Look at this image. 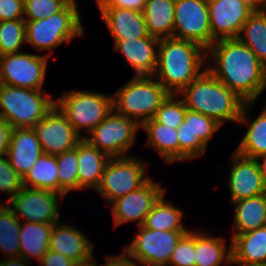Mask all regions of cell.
I'll list each match as a JSON object with an SVG mask.
<instances>
[{"label":"cell","mask_w":266,"mask_h":266,"mask_svg":"<svg viewBox=\"0 0 266 266\" xmlns=\"http://www.w3.org/2000/svg\"><path fill=\"white\" fill-rule=\"evenodd\" d=\"M209 59L214 66L206 68L246 102H255L266 89V67L237 38L216 40L207 49Z\"/></svg>","instance_id":"6da1fadb"},{"label":"cell","mask_w":266,"mask_h":266,"mask_svg":"<svg viewBox=\"0 0 266 266\" xmlns=\"http://www.w3.org/2000/svg\"><path fill=\"white\" fill-rule=\"evenodd\" d=\"M253 12L266 11V0H240Z\"/></svg>","instance_id":"bcb514c9"},{"label":"cell","mask_w":266,"mask_h":266,"mask_svg":"<svg viewBox=\"0 0 266 266\" xmlns=\"http://www.w3.org/2000/svg\"><path fill=\"white\" fill-rule=\"evenodd\" d=\"M222 127L214 119L189 109L182 124L177 128L179 161L192 160L205 154L208 141Z\"/></svg>","instance_id":"5bb4252c"},{"label":"cell","mask_w":266,"mask_h":266,"mask_svg":"<svg viewBox=\"0 0 266 266\" xmlns=\"http://www.w3.org/2000/svg\"><path fill=\"white\" fill-rule=\"evenodd\" d=\"M114 51H119L126 62L135 70L136 76L154 75L157 67L160 39L143 37L138 39H114Z\"/></svg>","instance_id":"d6986e66"},{"label":"cell","mask_w":266,"mask_h":266,"mask_svg":"<svg viewBox=\"0 0 266 266\" xmlns=\"http://www.w3.org/2000/svg\"><path fill=\"white\" fill-rule=\"evenodd\" d=\"M253 104L254 102H246L243 107L238 122L247 123L249 128L235 151L242 156L256 159L266 153V106L259 116L250 123L247 115H249L250 109L252 110Z\"/></svg>","instance_id":"cb8c5ba5"},{"label":"cell","mask_w":266,"mask_h":266,"mask_svg":"<svg viewBox=\"0 0 266 266\" xmlns=\"http://www.w3.org/2000/svg\"><path fill=\"white\" fill-rule=\"evenodd\" d=\"M74 266H98V264L95 262V258L93 256L86 261L76 262Z\"/></svg>","instance_id":"681fc988"},{"label":"cell","mask_w":266,"mask_h":266,"mask_svg":"<svg viewBox=\"0 0 266 266\" xmlns=\"http://www.w3.org/2000/svg\"><path fill=\"white\" fill-rule=\"evenodd\" d=\"M6 155L0 157V191L12 199L23 187V178L11 166Z\"/></svg>","instance_id":"ab89813d"},{"label":"cell","mask_w":266,"mask_h":266,"mask_svg":"<svg viewBox=\"0 0 266 266\" xmlns=\"http://www.w3.org/2000/svg\"><path fill=\"white\" fill-rule=\"evenodd\" d=\"M165 189L159 182L150 178L143 186L137 190L118 198L110 205L114 219V226L123 223L138 221L137 226L143 225L145 218L151 211L154 203L165 193Z\"/></svg>","instance_id":"2e32d148"},{"label":"cell","mask_w":266,"mask_h":266,"mask_svg":"<svg viewBox=\"0 0 266 266\" xmlns=\"http://www.w3.org/2000/svg\"><path fill=\"white\" fill-rule=\"evenodd\" d=\"M103 266H143L129 258L124 252L121 255L108 256Z\"/></svg>","instance_id":"f6af8a7d"},{"label":"cell","mask_w":266,"mask_h":266,"mask_svg":"<svg viewBox=\"0 0 266 266\" xmlns=\"http://www.w3.org/2000/svg\"><path fill=\"white\" fill-rule=\"evenodd\" d=\"M55 223H20V252L28 262L33 258L40 261L49 249L51 232Z\"/></svg>","instance_id":"4316f807"},{"label":"cell","mask_w":266,"mask_h":266,"mask_svg":"<svg viewBox=\"0 0 266 266\" xmlns=\"http://www.w3.org/2000/svg\"><path fill=\"white\" fill-rule=\"evenodd\" d=\"M211 45L220 39L237 38L253 11L240 0H208Z\"/></svg>","instance_id":"e0dca14e"},{"label":"cell","mask_w":266,"mask_h":266,"mask_svg":"<svg viewBox=\"0 0 266 266\" xmlns=\"http://www.w3.org/2000/svg\"><path fill=\"white\" fill-rule=\"evenodd\" d=\"M178 95L187 109L206 115L221 126L225 121L238 122L246 103L207 68Z\"/></svg>","instance_id":"3957f363"},{"label":"cell","mask_w":266,"mask_h":266,"mask_svg":"<svg viewBox=\"0 0 266 266\" xmlns=\"http://www.w3.org/2000/svg\"><path fill=\"white\" fill-rule=\"evenodd\" d=\"M230 263L231 264H240V265H237V266H266V264H247V263H243V262H240V261H236L235 259L231 258L230 260Z\"/></svg>","instance_id":"f907efd6"},{"label":"cell","mask_w":266,"mask_h":266,"mask_svg":"<svg viewBox=\"0 0 266 266\" xmlns=\"http://www.w3.org/2000/svg\"><path fill=\"white\" fill-rule=\"evenodd\" d=\"M168 266H195V230H189L180 238Z\"/></svg>","instance_id":"f35d334b"},{"label":"cell","mask_w":266,"mask_h":266,"mask_svg":"<svg viewBox=\"0 0 266 266\" xmlns=\"http://www.w3.org/2000/svg\"><path fill=\"white\" fill-rule=\"evenodd\" d=\"M98 8L113 39L152 37L147 32L142 12L118 7Z\"/></svg>","instance_id":"7402d4cb"},{"label":"cell","mask_w":266,"mask_h":266,"mask_svg":"<svg viewBox=\"0 0 266 266\" xmlns=\"http://www.w3.org/2000/svg\"><path fill=\"white\" fill-rule=\"evenodd\" d=\"M25 23L26 43L38 51H50L48 57L53 53V48L82 36L84 31L77 3L72 1L49 18Z\"/></svg>","instance_id":"8992f818"},{"label":"cell","mask_w":266,"mask_h":266,"mask_svg":"<svg viewBox=\"0 0 266 266\" xmlns=\"http://www.w3.org/2000/svg\"><path fill=\"white\" fill-rule=\"evenodd\" d=\"M12 129L10 124L0 116V157L6 155L8 151Z\"/></svg>","instance_id":"ee69618b"},{"label":"cell","mask_w":266,"mask_h":266,"mask_svg":"<svg viewBox=\"0 0 266 266\" xmlns=\"http://www.w3.org/2000/svg\"><path fill=\"white\" fill-rule=\"evenodd\" d=\"M173 37L211 46L208 0H175Z\"/></svg>","instance_id":"7c38bea8"},{"label":"cell","mask_w":266,"mask_h":266,"mask_svg":"<svg viewBox=\"0 0 266 266\" xmlns=\"http://www.w3.org/2000/svg\"><path fill=\"white\" fill-rule=\"evenodd\" d=\"M195 230V266H220L230 264L232 245L226 249V240L222 237L209 236Z\"/></svg>","instance_id":"f546056e"},{"label":"cell","mask_w":266,"mask_h":266,"mask_svg":"<svg viewBox=\"0 0 266 266\" xmlns=\"http://www.w3.org/2000/svg\"><path fill=\"white\" fill-rule=\"evenodd\" d=\"M24 19V0H0V22Z\"/></svg>","instance_id":"60d3db41"},{"label":"cell","mask_w":266,"mask_h":266,"mask_svg":"<svg viewBox=\"0 0 266 266\" xmlns=\"http://www.w3.org/2000/svg\"><path fill=\"white\" fill-rule=\"evenodd\" d=\"M147 0H95L97 7L127 8L142 12Z\"/></svg>","instance_id":"b9f144b4"},{"label":"cell","mask_w":266,"mask_h":266,"mask_svg":"<svg viewBox=\"0 0 266 266\" xmlns=\"http://www.w3.org/2000/svg\"><path fill=\"white\" fill-rule=\"evenodd\" d=\"M24 43H26L24 19L0 22V56L19 53Z\"/></svg>","instance_id":"d590c367"},{"label":"cell","mask_w":266,"mask_h":266,"mask_svg":"<svg viewBox=\"0 0 266 266\" xmlns=\"http://www.w3.org/2000/svg\"><path fill=\"white\" fill-rule=\"evenodd\" d=\"M139 232L123 252L143 266H168L177 242L188 231H161L138 226Z\"/></svg>","instance_id":"9c48e42d"},{"label":"cell","mask_w":266,"mask_h":266,"mask_svg":"<svg viewBox=\"0 0 266 266\" xmlns=\"http://www.w3.org/2000/svg\"><path fill=\"white\" fill-rule=\"evenodd\" d=\"M169 94L153 75H134L113 94V109L141 126L153 118Z\"/></svg>","instance_id":"277c9868"},{"label":"cell","mask_w":266,"mask_h":266,"mask_svg":"<svg viewBox=\"0 0 266 266\" xmlns=\"http://www.w3.org/2000/svg\"><path fill=\"white\" fill-rule=\"evenodd\" d=\"M33 129L43 153L52 156L74 149L83 139L56 106Z\"/></svg>","instance_id":"9a60e30c"},{"label":"cell","mask_w":266,"mask_h":266,"mask_svg":"<svg viewBox=\"0 0 266 266\" xmlns=\"http://www.w3.org/2000/svg\"><path fill=\"white\" fill-rule=\"evenodd\" d=\"M110 157L84 138L77 144L79 190L97 189Z\"/></svg>","instance_id":"603a6c76"},{"label":"cell","mask_w":266,"mask_h":266,"mask_svg":"<svg viewBox=\"0 0 266 266\" xmlns=\"http://www.w3.org/2000/svg\"><path fill=\"white\" fill-rule=\"evenodd\" d=\"M232 258L247 264H266V226L236 235L231 240Z\"/></svg>","instance_id":"83f0119b"},{"label":"cell","mask_w":266,"mask_h":266,"mask_svg":"<svg viewBox=\"0 0 266 266\" xmlns=\"http://www.w3.org/2000/svg\"><path fill=\"white\" fill-rule=\"evenodd\" d=\"M164 197L165 193L154 203L142 226L161 231H189L181 223L182 211Z\"/></svg>","instance_id":"1f68e13d"},{"label":"cell","mask_w":266,"mask_h":266,"mask_svg":"<svg viewBox=\"0 0 266 266\" xmlns=\"http://www.w3.org/2000/svg\"><path fill=\"white\" fill-rule=\"evenodd\" d=\"M55 106L82 137L89 134L113 110V96L91 91H65L55 100Z\"/></svg>","instance_id":"52a82bcc"},{"label":"cell","mask_w":266,"mask_h":266,"mask_svg":"<svg viewBox=\"0 0 266 266\" xmlns=\"http://www.w3.org/2000/svg\"><path fill=\"white\" fill-rule=\"evenodd\" d=\"M139 128L141 126L135 120L113 109L84 139L110 158L126 157Z\"/></svg>","instance_id":"30bf717a"},{"label":"cell","mask_w":266,"mask_h":266,"mask_svg":"<svg viewBox=\"0 0 266 266\" xmlns=\"http://www.w3.org/2000/svg\"><path fill=\"white\" fill-rule=\"evenodd\" d=\"M94 245L77 228L63 224H54L51 232L49 249L67 256L74 262H82L93 257Z\"/></svg>","instance_id":"44dd1931"},{"label":"cell","mask_w":266,"mask_h":266,"mask_svg":"<svg viewBox=\"0 0 266 266\" xmlns=\"http://www.w3.org/2000/svg\"><path fill=\"white\" fill-rule=\"evenodd\" d=\"M232 168L228 176L230 202L247 199L266 193V183L262 178L256 159L232 154Z\"/></svg>","instance_id":"ac0fdd59"},{"label":"cell","mask_w":266,"mask_h":266,"mask_svg":"<svg viewBox=\"0 0 266 266\" xmlns=\"http://www.w3.org/2000/svg\"><path fill=\"white\" fill-rule=\"evenodd\" d=\"M134 156L114 157L107 162L96 189L110 204L137 190L150 178L145 174L147 164Z\"/></svg>","instance_id":"ba28073f"},{"label":"cell","mask_w":266,"mask_h":266,"mask_svg":"<svg viewBox=\"0 0 266 266\" xmlns=\"http://www.w3.org/2000/svg\"><path fill=\"white\" fill-rule=\"evenodd\" d=\"M147 133V146L156 150L164 161L169 164L179 162V142L177 129L165 126L149 119L141 125Z\"/></svg>","instance_id":"f1b7e54d"},{"label":"cell","mask_w":266,"mask_h":266,"mask_svg":"<svg viewBox=\"0 0 266 266\" xmlns=\"http://www.w3.org/2000/svg\"><path fill=\"white\" fill-rule=\"evenodd\" d=\"M58 167L59 194L63 197L69 191L79 190L77 146L56 156Z\"/></svg>","instance_id":"e575fe53"},{"label":"cell","mask_w":266,"mask_h":266,"mask_svg":"<svg viewBox=\"0 0 266 266\" xmlns=\"http://www.w3.org/2000/svg\"><path fill=\"white\" fill-rule=\"evenodd\" d=\"M42 154V147L33 128L12 129L6 156L22 178Z\"/></svg>","instance_id":"ffe728a7"},{"label":"cell","mask_w":266,"mask_h":266,"mask_svg":"<svg viewBox=\"0 0 266 266\" xmlns=\"http://www.w3.org/2000/svg\"><path fill=\"white\" fill-rule=\"evenodd\" d=\"M237 39L266 67V11L253 12L241 27Z\"/></svg>","instance_id":"d6a6232c"},{"label":"cell","mask_w":266,"mask_h":266,"mask_svg":"<svg viewBox=\"0 0 266 266\" xmlns=\"http://www.w3.org/2000/svg\"><path fill=\"white\" fill-rule=\"evenodd\" d=\"M39 262L41 266H74L76 263L67 256L50 249L42 256Z\"/></svg>","instance_id":"7bdbcfd3"},{"label":"cell","mask_w":266,"mask_h":266,"mask_svg":"<svg viewBox=\"0 0 266 266\" xmlns=\"http://www.w3.org/2000/svg\"><path fill=\"white\" fill-rule=\"evenodd\" d=\"M1 262L3 263V266H27L30 263L22 256L2 259Z\"/></svg>","instance_id":"7dc6e473"},{"label":"cell","mask_w":266,"mask_h":266,"mask_svg":"<svg viewBox=\"0 0 266 266\" xmlns=\"http://www.w3.org/2000/svg\"><path fill=\"white\" fill-rule=\"evenodd\" d=\"M186 110L185 103L178 94H169L152 119L177 129L184 121Z\"/></svg>","instance_id":"8d00e7d4"},{"label":"cell","mask_w":266,"mask_h":266,"mask_svg":"<svg viewBox=\"0 0 266 266\" xmlns=\"http://www.w3.org/2000/svg\"><path fill=\"white\" fill-rule=\"evenodd\" d=\"M23 186L59 193L56 156L43 153L24 176Z\"/></svg>","instance_id":"4dcf8cb0"},{"label":"cell","mask_w":266,"mask_h":266,"mask_svg":"<svg viewBox=\"0 0 266 266\" xmlns=\"http://www.w3.org/2000/svg\"><path fill=\"white\" fill-rule=\"evenodd\" d=\"M206 62L207 50L199 44L174 37L163 38L158 44L153 76L170 94H179L206 69Z\"/></svg>","instance_id":"7a4b0ae2"},{"label":"cell","mask_w":266,"mask_h":266,"mask_svg":"<svg viewBox=\"0 0 266 266\" xmlns=\"http://www.w3.org/2000/svg\"><path fill=\"white\" fill-rule=\"evenodd\" d=\"M235 207L233 236L266 226V193L232 203Z\"/></svg>","instance_id":"d4e9b609"},{"label":"cell","mask_w":266,"mask_h":266,"mask_svg":"<svg viewBox=\"0 0 266 266\" xmlns=\"http://www.w3.org/2000/svg\"><path fill=\"white\" fill-rule=\"evenodd\" d=\"M55 106L44 90L0 84V116L13 129L33 128Z\"/></svg>","instance_id":"5b68a950"},{"label":"cell","mask_w":266,"mask_h":266,"mask_svg":"<svg viewBox=\"0 0 266 266\" xmlns=\"http://www.w3.org/2000/svg\"><path fill=\"white\" fill-rule=\"evenodd\" d=\"M175 0H147L142 14L150 36L172 38Z\"/></svg>","instance_id":"484cf974"},{"label":"cell","mask_w":266,"mask_h":266,"mask_svg":"<svg viewBox=\"0 0 266 266\" xmlns=\"http://www.w3.org/2000/svg\"><path fill=\"white\" fill-rule=\"evenodd\" d=\"M260 160H262L263 162L260 161ZM256 161H257L258 166L260 168V172L262 174V178H263L264 182L266 183V153L261 155V156H259V157H257Z\"/></svg>","instance_id":"c3c4849f"},{"label":"cell","mask_w":266,"mask_h":266,"mask_svg":"<svg viewBox=\"0 0 266 266\" xmlns=\"http://www.w3.org/2000/svg\"><path fill=\"white\" fill-rule=\"evenodd\" d=\"M61 194L49 190L22 187L10 200L7 206L21 221L37 223H58L61 221L58 212V196Z\"/></svg>","instance_id":"4fadbf2b"},{"label":"cell","mask_w":266,"mask_h":266,"mask_svg":"<svg viewBox=\"0 0 266 266\" xmlns=\"http://www.w3.org/2000/svg\"><path fill=\"white\" fill-rule=\"evenodd\" d=\"M48 59L23 52L0 56V84L43 90Z\"/></svg>","instance_id":"8fae6325"},{"label":"cell","mask_w":266,"mask_h":266,"mask_svg":"<svg viewBox=\"0 0 266 266\" xmlns=\"http://www.w3.org/2000/svg\"><path fill=\"white\" fill-rule=\"evenodd\" d=\"M69 2L70 0H24V20L49 18L60 12Z\"/></svg>","instance_id":"74e56055"},{"label":"cell","mask_w":266,"mask_h":266,"mask_svg":"<svg viewBox=\"0 0 266 266\" xmlns=\"http://www.w3.org/2000/svg\"><path fill=\"white\" fill-rule=\"evenodd\" d=\"M20 223L7 204L0 203V250L5 258L19 256Z\"/></svg>","instance_id":"836d02e7"}]
</instances>
